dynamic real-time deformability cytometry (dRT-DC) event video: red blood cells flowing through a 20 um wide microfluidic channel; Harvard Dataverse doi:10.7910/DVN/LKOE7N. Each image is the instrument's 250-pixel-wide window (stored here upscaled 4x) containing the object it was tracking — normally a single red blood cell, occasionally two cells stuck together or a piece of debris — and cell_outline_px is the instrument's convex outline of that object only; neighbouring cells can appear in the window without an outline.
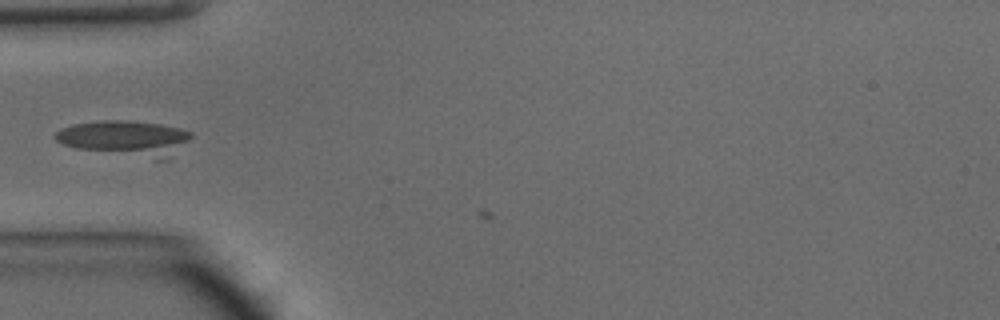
{"species": "common noctule bat (a hibernating species)", "species_latin": "Nyctalus noctula", "temperature_condition": "warm", "stored_images_in_passage": 6, "camera_frame_rate_fps": 3000, "um_per_image_px": 0.085, "animal": {"sex": "male", "body_mass_g": 15.6}, "frame": {"image": 1, "passage_image": 5, "time_ms": 1.333, "image_size_px": [1000, 320], "cell_outline_px": [[192, 136], [168, 160], [156, 160], [76, 148], [64, 144], [56, 140], [52, 136], [60, 128], [72, 124], [100, 120], [128, 120], [160, 124], [180, 128], [192, 132]], "centroid_in_image_um": [10.64, 11.75], "position_along_channel_um": 74.4, "area_um2": 28.21}}